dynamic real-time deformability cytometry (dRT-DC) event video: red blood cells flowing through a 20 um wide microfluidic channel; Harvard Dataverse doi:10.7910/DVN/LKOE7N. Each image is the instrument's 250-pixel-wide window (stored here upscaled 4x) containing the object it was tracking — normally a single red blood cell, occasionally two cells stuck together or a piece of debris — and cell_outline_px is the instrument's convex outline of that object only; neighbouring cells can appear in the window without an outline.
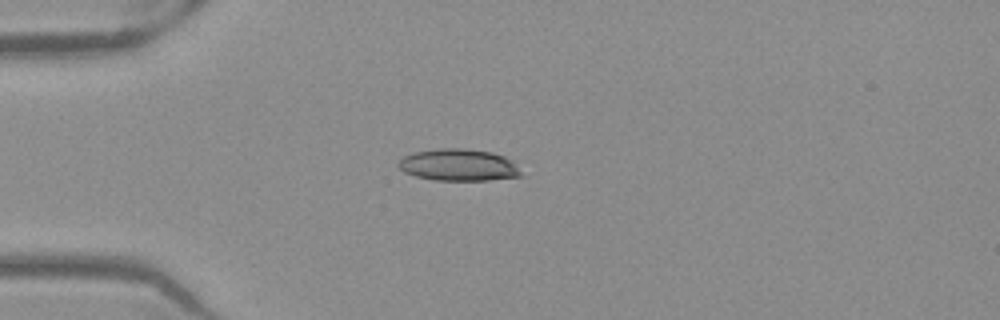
{"species": "Egyptian fruit bat (a non-hibernating species)", "species_latin": "Rousettus aegyptiacus", "temperature_condition": "warm", "stored_images_in_passage": 39, "camera_frame_rate_fps": 3000, "um_per_image_px": 0.085, "frame": {"image": 1, "passage_image": 1, "time_ms": 0.0, "image_size_px": [1000, 320], "cell_outline_px": [[524, 176], [488, 180], [432, 180], [416, 176], [404, 172], [396, 164], [404, 156], [416, 152], [440, 148], [464, 148], [492, 152], [504, 156], [512, 160]], "centroid_in_image_um": [38.99, 14.02], "position_along_channel_um": 46.0, "area_um2": 22.83}}
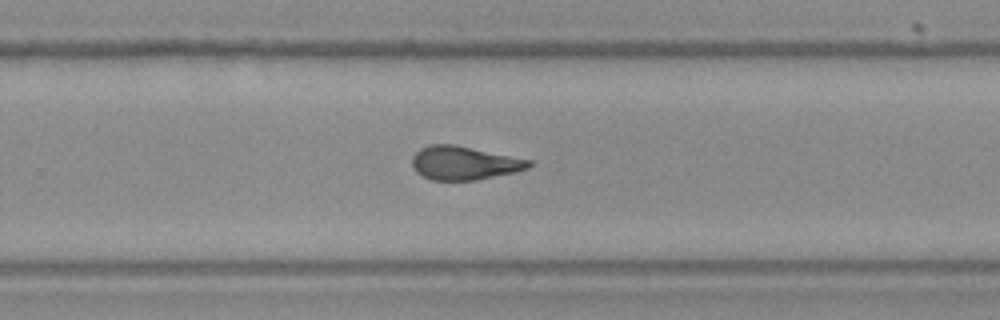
{"frame": {"image": 2, "passage_image": 21, "time_ms": 6.667, "image_size_px": [1000, 320], "cell_outline_px": [[532, 164], [528, 168], [516, 172], [476, 180], [432, 180], [416, 172], [412, 168], [412, 156], [420, 148], [428, 144], [456, 144], [532, 160]], "centroid_in_image_um": [39.45, 13.84], "position_along_channel_um": 290.4, "area_um2": 23.06}}
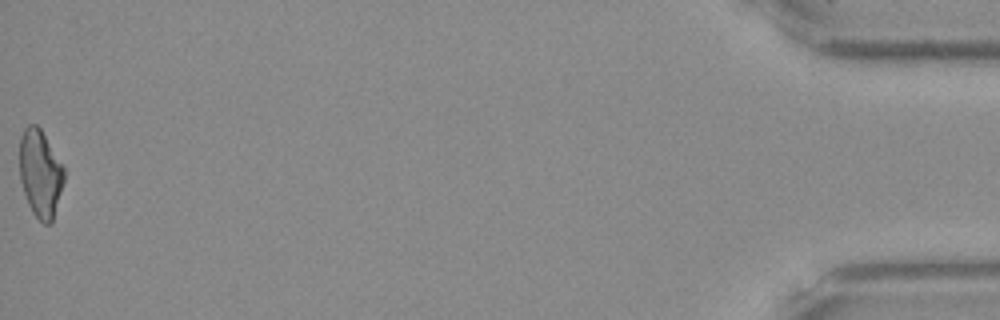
{"frame": {"image": 3, "passage_image": 39, "time_ms": 12.667, "image_size_px": [1000, 320], "cell_outline_px": [[64, 180], [52, 224], [44, 224], [32, 212], [28, 204], [20, 180], [20, 136], [24, 128], [28, 124], [36, 124], [40, 128], [64, 164]], "centroid_in_image_um": [3.44, 14.73], "position_along_channel_um": 431.8, "area_um2": 22.89}, "authors_computed_cell_mechanics": {"area_um2": 23.0622, "velocity_mm_per_s": 3.9653, "shape_relaxation_time_tau1_ms": 7.5505, "shape_relaxation_time_tau2_ms": 2.3623, "deformation_change_tau1": 0.2073, "deformation_change_tau2": 0.1106}}